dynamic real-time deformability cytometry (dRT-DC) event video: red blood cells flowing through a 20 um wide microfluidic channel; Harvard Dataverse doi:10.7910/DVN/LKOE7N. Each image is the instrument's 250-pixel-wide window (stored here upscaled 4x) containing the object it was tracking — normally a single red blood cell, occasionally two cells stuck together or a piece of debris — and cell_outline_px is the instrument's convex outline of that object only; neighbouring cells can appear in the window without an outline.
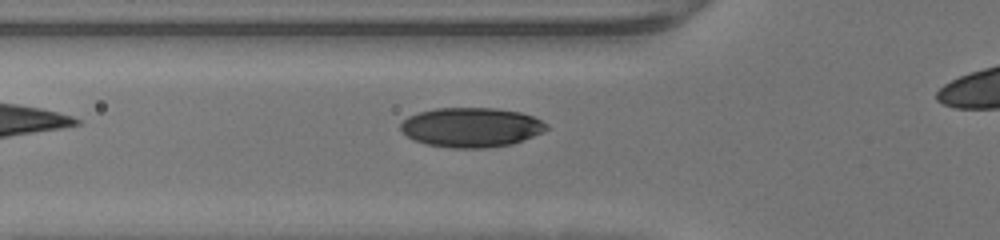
{"species": "human", "species_latin": "Homo sapiens", "temperature_condition": "warm", "stored_images_in_passage": 25, "camera_frame_rate_fps": 3000, "um_per_image_px": 0.085, "donor": {"sex": "male"}, "frame": {"image": 1, "passage_image": 2, "time_ms": 0.333, "image_size_px": [1000, 240], "cell_outline_px": [[552, 128], [544, 132], [512, 144], [484, 148], [452, 148], [424, 144], [412, 140], [400, 128], [400, 124], [408, 116], [420, 112], [436, 108], [496, 108], [520, 112], [532, 116], [548, 124]], "centroid_in_image_um": [40.08, 10.83], "position_along_channel_um": 85.7, "area_um2": 33.81}}
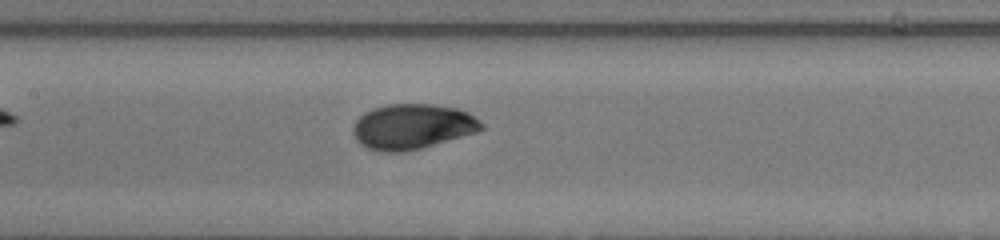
{"frame": {"image": 2, "passage_image": 8, "time_ms": 2.333, "image_size_px": [1000, 240], "cell_outline_px": [[484, 128], [476, 132], [420, 148], [404, 152], [380, 152], [368, 148], [360, 144], [356, 140], [352, 132], [352, 124], [364, 112], [372, 108], [388, 104], [432, 104], [456, 108], [468, 112], [480, 120], [484, 124]], "centroid_in_image_um": [35.02, 10.75], "position_along_channel_um": 172.4, "area_um2": 33.93}}
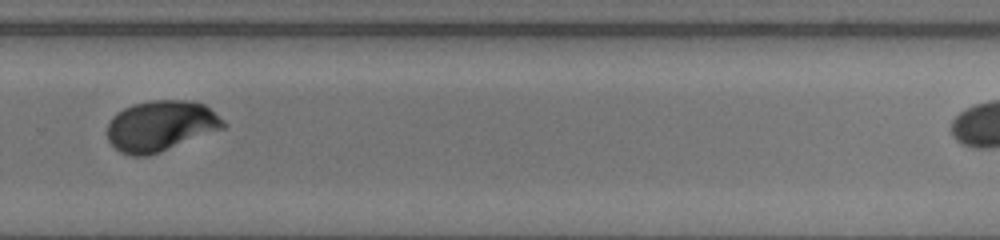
{"frame": {"image": 3, "passage_image": 18, "time_ms": 5.667, "image_size_px": [1000, 240], "cell_outline_px": [[228, 124], [224, 128], [160, 152], [148, 156], [132, 156], [120, 152], [108, 140], [108, 124], [112, 116], [116, 112], [132, 104], [148, 100], [192, 100], [204, 104], [224, 120]], "centroid_in_image_um": [13.66, 10.69], "position_along_channel_um": 316.1, "area_um2": 34.39}}